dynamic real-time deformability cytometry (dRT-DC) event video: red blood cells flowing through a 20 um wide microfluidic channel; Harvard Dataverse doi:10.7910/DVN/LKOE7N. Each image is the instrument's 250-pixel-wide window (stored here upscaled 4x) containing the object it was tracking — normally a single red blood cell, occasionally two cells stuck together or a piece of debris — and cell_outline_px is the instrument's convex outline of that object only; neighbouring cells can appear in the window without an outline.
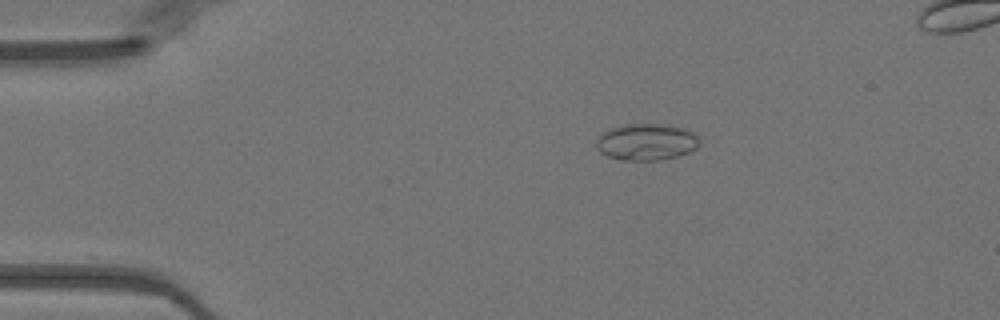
{"species": "Egyptian fruit bat (a non-hibernating species)", "species_latin": "Rousettus aegyptiacus", "temperature_condition": "warm", "stored_images_in_passage": 11, "camera_frame_rate_fps": 3000, "um_per_image_px": 0.085, "animal": {"sex": "female"}, "frame": {"image": 1, "passage_image": 1, "time_ms": 0.0, "image_size_px": [1000, 320], "cell_outline_px": [[700, 140], [696, 148], [688, 152], [676, 156], [660, 160], [620, 160], [608, 156], [600, 152], [596, 148], [596, 140], [608, 128], [624, 124], [672, 124], [684, 128], [692, 132]], "centroid_in_image_um": [54.93, 12.05], "position_along_channel_um": 30.1, "area_um2": 22.14}}
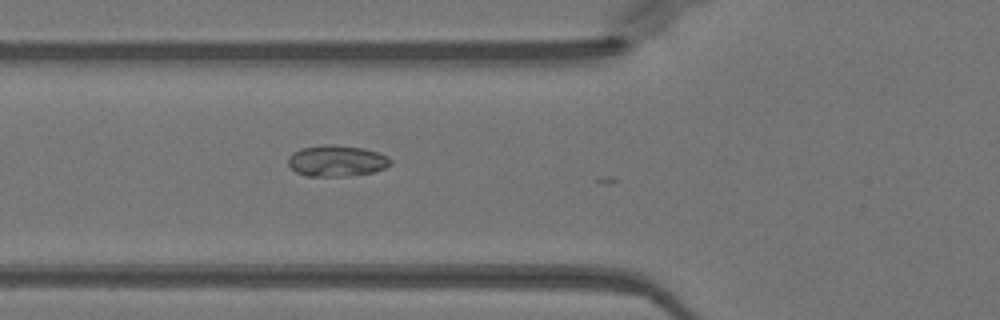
{"frame": {"image": 2, "passage_image": 10, "time_ms": 3.0, "image_size_px": [1000, 320], "cell_outline_px": [[392, 164], [384, 168], [372, 172], [348, 176], [304, 176], [296, 172], [288, 164], [288, 156], [292, 152], [300, 148], [324, 144], [332, 144], [364, 148], [388, 156], [392, 160]], "centroid_in_image_um": [28.6, 13.66], "position_along_channel_um": 97.2, "area_um2": 18.79}}